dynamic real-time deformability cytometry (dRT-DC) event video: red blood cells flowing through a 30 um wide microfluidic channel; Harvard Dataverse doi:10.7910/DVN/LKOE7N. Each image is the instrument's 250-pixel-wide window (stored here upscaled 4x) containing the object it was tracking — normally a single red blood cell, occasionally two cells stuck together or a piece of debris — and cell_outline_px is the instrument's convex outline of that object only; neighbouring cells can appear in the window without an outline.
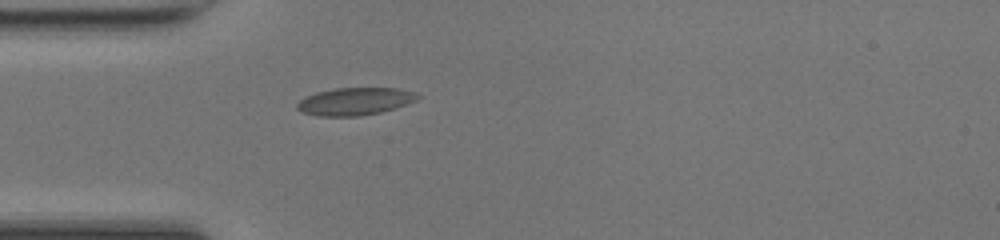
{"species": "common noctule bat (a hibernating species)", "species_latin": "Nyctalus noctula", "temperature_condition": "room temperature", "stored_images_in_passage": 35, "camera_frame_rate_fps": 3000, "um_per_image_px": 0.085, "animal": {"sex": "female", "body_mass_g": 17.0, "forearm_length_mm": 48.0}, "frame": {"image": 1, "passage_image": 1, "time_ms": 0.0, "image_size_px": [1000, 240], "cell_outline_px": [[420, 96], [416, 100], [380, 112], [360, 116], [316, 116], [304, 112], [296, 108], [296, 104], [304, 96], [316, 92], [336, 88], [396, 88], [412, 92]], "centroid_in_image_um": [30.09, 8.61], "position_along_channel_um": 54.9, "area_um2": 19.07}}
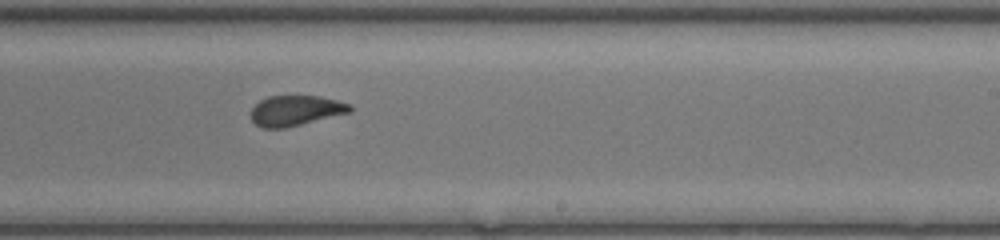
{"frame": {"image": 2, "passage_image": 16, "time_ms": 5.0, "image_size_px": [1000, 240], "cell_outline_px": [[352, 112], [284, 128], [260, 128], [252, 120], [252, 108], [260, 100], [268, 96], [320, 96], [352, 104]], "centroid_in_image_um": [25.15, 9.4], "position_along_channel_um": 263.8, "area_um2": 17.46}}
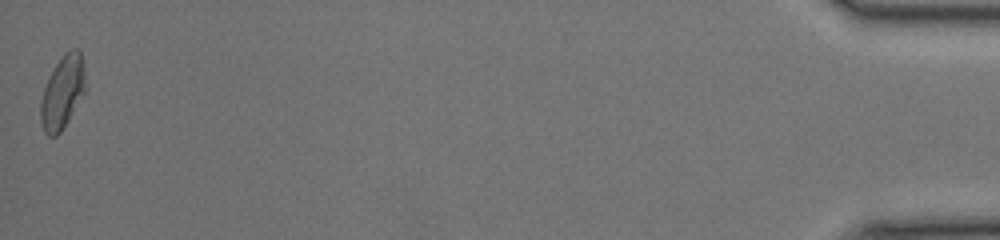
{"frame": {"image": 3, "passage_image": 35, "time_ms": 11.333, "image_size_px": [1000, 240], "cell_outline_px": [[88, 88], [68, 120], [60, 132], [56, 136], [48, 136], [44, 132], [40, 120], [40, 100], [44, 88], [56, 64], [64, 52], [72, 48], [76, 48], [80, 52]], "centroid_in_image_um": [5.33, 7.84], "position_along_channel_um": 429.9, "area_um2": 19.13}, "authors_computed_cell_mechanics": {"area_um2": 18.3226, "velocity_mm_per_s": 4.2738, "shape_relaxation_time_tau1_ms": 5.2391, "shape_relaxation_time_tau2_ms": 1.0697, "deformation_change_tau1": 0.1278, "deformation_change_tau2": 0.0616}}